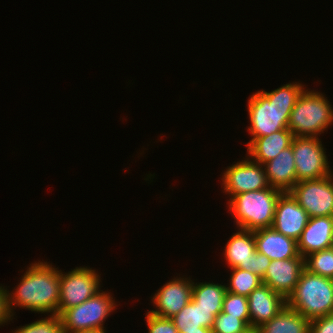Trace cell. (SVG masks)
Returning a JSON list of instances; mask_svg holds the SVG:
<instances>
[{
    "label": "cell",
    "mask_w": 333,
    "mask_h": 333,
    "mask_svg": "<svg viewBox=\"0 0 333 333\" xmlns=\"http://www.w3.org/2000/svg\"><path fill=\"white\" fill-rule=\"evenodd\" d=\"M42 261L38 260L27 266V270L19 277L20 282L12 291L5 286L12 317L16 315L14 309L17 307L38 314L58 315L60 270L52 263Z\"/></svg>",
    "instance_id": "cell-1"
},
{
    "label": "cell",
    "mask_w": 333,
    "mask_h": 333,
    "mask_svg": "<svg viewBox=\"0 0 333 333\" xmlns=\"http://www.w3.org/2000/svg\"><path fill=\"white\" fill-rule=\"evenodd\" d=\"M290 82L270 91L253 92L248 98L250 125L247 131L251 139L246 148L259 137L288 128L291 111L299 96L306 89L304 84Z\"/></svg>",
    "instance_id": "cell-2"
},
{
    "label": "cell",
    "mask_w": 333,
    "mask_h": 333,
    "mask_svg": "<svg viewBox=\"0 0 333 333\" xmlns=\"http://www.w3.org/2000/svg\"><path fill=\"white\" fill-rule=\"evenodd\" d=\"M283 192L272 187L243 192L231 197L228 211L234 218L237 229L255 231L272 227L275 207Z\"/></svg>",
    "instance_id": "cell-3"
},
{
    "label": "cell",
    "mask_w": 333,
    "mask_h": 333,
    "mask_svg": "<svg viewBox=\"0 0 333 333\" xmlns=\"http://www.w3.org/2000/svg\"><path fill=\"white\" fill-rule=\"evenodd\" d=\"M323 94L306 88L299 96L288 124L294 137H320L333 124V107Z\"/></svg>",
    "instance_id": "cell-4"
},
{
    "label": "cell",
    "mask_w": 333,
    "mask_h": 333,
    "mask_svg": "<svg viewBox=\"0 0 333 333\" xmlns=\"http://www.w3.org/2000/svg\"><path fill=\"white\" fill-rule=\"evenodd\" d=\"M287 306L310 320L333 313V279L304 269Z\"/></svg>",
    "instance_id": "cell-5"
},
{
    "label": "cell",
    "mask_w": 333,
    "mask_h": 333,
    "mask_svg": "<svg viewBox=\"0 0 333 333\" xmlns=\"http://www.w3.org/2000/svg\"><path fill=\"white\" fill-rule=\"evenodd\" d=\"M111 292L100 290L78 306L66 309L61 315L63 333H84L104 330L106 319L117 309Z\"/></svg>",
    "instance_id": "cell-6"
},
{
    "label": "cell",
    "mask_w": 333,
    "mask_h": 333,
    "mask_svg": "<svg viewBox=\"0 0 333 333\" xmlns=\"http://www.w3.org/2000/svg\"><path fill=\"white\" fill-rule=\"evenodd\" d=\"M101 276L91 267H75L71 271L60 270V299L58 315L66 309L78 306L101 290Z\"/></svg>",
    "instance_id": "cell-7"
},
{
    "label": "cell",
    "mask_w": 333,
    "mask_h": 333,
    "mask_svg": "<svg viewBox=\"0 0 333 333\" xmlns=\"http://www.w3.org/2000/svg\"><path fill=\"white\" fill-rule=\"evenodd\" d=\"M291 146L296 165V183L321 179L333 173L320 137H293Z\"/></svg>",
    "instance_id": "cell-8"
},
{
    "label": "cell",
    "mask_w": 333,
    "mask_h": 333,
    "mask_svg": "<svg viewBox=\"0 0 333 333\" xmlns=\"http://www.w3.org/2000/svg\"><path fill=\"white\" fill-rule=\"evenodd\" d=\"M227 240L224 249V260L228 268H239L252 272L263 278L271 259L256 251L254 232L238 229Z\"/></svg>",
    "instance_id": "cell-9"
},
{
    "label": "cell",
    "mask_w": 333,
    "mask_h": 333,
    "mask_svg": "<svg viewBox=\"0 0 333 333\" xmlns=\"http://www.w3.org/2000/svg\"><path fill=\"white\" fill-rule=\"evenodd\" d=\"M289 193L309 218L333 216V173L321 179L297 182Z\"/></svg>",
    "instance_id": "cell-10"
},
{
    "label": "cell",
    "mask_w": 333,
    "mask_h": 333,
    "mask_svg": "<svg viewBox=\"0 0 333 333\" xmlns=\"http://www.w3.org/2000/svg\"><path fill=\"white\" fill-rule=\"evenodd\" d=\"M234 163L221 175L222 192L229 198L270 187L263 165L253 161L247 154L244 160Z\"/></svg>",
    "instance_id": "cell-11"
},
{
    "label": "cell",
    "mask_w": 333,
    "mask_h": 333,
    "mask_svg": "<svg viewBox=\"0 0 333 333\" xmlns=\"http://www.w3.org/2000/svg\"><path fill=\"white\" fill-rule=\"evenodd\" d=\"M192 287L193 280L190 276H176L165 282L151 297L155 310L149 312L159 317L172 318L190 302Z\"/></svg>",
    "instance_id": "cell-12"
},
{
    "label": "cell",
    "mask_w": 333,
    "mask_h": 333,
    "mask_svg": "<svg viewBox=\"0 0 333 333\" xmlns=\"http://www.w3.org/2000/svg\"><path fill=\"white\" fill-rule=\"evenodd\" d=\"M309 220L306 210L289 192L282 193L275 207L272 228L284 236L295 239L301 236Z\"/></svg>",
    "instance_id": "cell-13"
},
{
    "label": "cell",
    "mask_w": 333,
    "mask_h": 333,
    "mask_svg": "<svg viewBox=\"0 0 333 333\" xmlns=\"http://www.w3.org/2000/svg\"><path fill=\"white\" fill-rule=\"evenodd\" d=\"M304 269V258L272 260L262 282L287 300L294 291Z\"/></svg>",
    "instance_id": "cell-14"
},
{
    "label": "cell",
    "mask_w": 333,
    "mask_h": 333,
    "mask_svg": "<svg viewBox=\"0 0 333 333\" xmlns=\"http://www.w3.org/2000/svg\"><path fill=\"white\" fill-rule=\"evenodd\" d=\"M286 305L287 301L283 296L275 293L268 285L261 284L248 296L250 328L254 331L276 316Z\"/></svg>",
    "instance_id": "cell-15"
},
{
    "label": "cell",
    "mask_w": 333,
    "mask_h": 333,
    "mask_svg": "<svg viewBox=\"0 0 333 333\" xmlns=\"http://www.w3.org/2000/svg\"><path fill=\"white\" fill-rule=\"evenodd\" d=\"M333 246V216L309 218L297 240L298 252L302 257Z\"/></svg>",
    "instance_id": "cell-16"
},
{
    "label": "cell",
    "mask_w": 333,
    "mask_h": 333,
    "mask_svg": "<svg viewBox=\"0 0 333 333\" xmlns=\"http://www.w3.org/2000/svg\"><path fill=\"white\" fill-rule=\"evenodd\" d=\"M254 232L256 251L272 260L304 258L297 248V241L284 236L272 227L257 229Z\"/></svg>",
    "instance_id": "cell-17"
},
{
    "label": "cell",
    "mask_w": 333,
    "mask_h": 333,
    "mask_svg": "<svg viewBox=\"0 0 333 333\" xmlns=\"http://www.w3.org/2000/svg\"><path fill=\"white\" fill-rule=\"evenodd\" d=\"M270 187L283 193L296 184V165L292 146L281 151L276 158L263 164Z\"/></svg>",
    "instance_id": "cell-18"
},
{
    "label": "cell",
    "mask_w": 333,
    "mask_h": 333,
    "mask_svg": "<svg viewBox=\"0 0 333 333\" xmlns=\"http://www.w3.org/2000/svg\"><path fill=\"white\" fill-rule=\"evenodd\" d=\"M292 132L286 128L270 135L256 138L248 147L247 155L255 162L263 165L291 146Z\"/></svg>",
    "instance_id": "cell-19"
},
{
    "label": "cell",
    "mask_w": 333,
    "mask_h": 333,
    "mask_svg": "<svg viewBox=\"0 0 333 333\" xmlns=\"http://www.w3.org/2000/svg\"><path fill=\"white\" fill-rule=\"evenodd\" d=\"M311 320L287 305L268 322L257 327L254 333H310Z\"/></svg>",
    "instance_id": "cell-20"
},
{
    "label": "cell",
    "mask_w": 333,
    "mask_h": 333,
    "mask_svg": "<svg viewBox=\"0 0 333 333\" xmlns=\"http://www.w3.org/2000/svg\"><path fill=\"white\" fill-rule=\"evenodd\" d=\"M222 310H204L192 299L171 319L178 331H200V327L212 328L215 317Z\"/></svg>",
    "instance_id": "cell-21"
},
{
    "label": "cell",
    "mask_w": 333,
    "mask_h": 333,
    "mask_svg": "<svg viewBox=\"0 0 333 333\" xmlns=\"http://www.w3.org/2000/svg\"><path fill=\"white\" fill-rule=\"evenodd\" d=\"M212 282H194L192 300L204 310H222L226 284Z\"/></svg>",
    "instance_id": "cell-22"
},
{
    "label": "cell",
    "mask_w": 333,
    "mask_h": 333,
    "mask_svg": "<svg viewBox=\"0 0 333 333\" xmlns=\"http://www.w3.org/2000/svg\"><path fill=\"white\" fill-rule=\"evenodd\" d=\"M229 275V284L226 285L227 292L243 295L248 297L249 294L262 282V278L258 275L239 268H231Z\"/></svg>",
    "instance_id": "cell-23"
},
{
    "label": "cell",
    "mask_w": 333,
    "mask_h": 333,
    "mask_svg": "<svg viewBox=\"0 0 333 333\" xmlns=\"http://www.w3.org/2000/svg\"><path fill=\"white\" fill-rule=\"evenodd\" d=\"M304 266L312 274L333 279V248L307 255L304 257Z\"/></svg>",
    "instance_id": "cell-24"
},
{
    "label": "cell",
    "mask_w": 333,
    "mask_h": 333,
    "mask_svg": "<svg viewBox=\"0 0 333 333\" xmlns=\"http://www.w3.org/2000/svg\"><path fill=\"white\" fill-rule=\"evenodd\" d=\"M222 312L243 320L250 327L248 297L234 294L232 292H226L223 300Z\"/></svg>",
    "instance_id": "cell-25"
},
{
    "label": "cell",
    "mask_w": 333,
    "mask_h": 333,
    "mask_svg": "<svg viewBox=\"0 0 333 333\" xmlns=\"http://www.w3.org/2000/svg\"><path fill=\"white\" fill-rule=\"evenodd\" d=\"M12 333H63V327L59 315L49 314L48 317L17 327Z\"/></svg>",
    "instance_id": "cell-26"
},
{
    "label": "cell",
    "mask_w": 333,
    "mask_h": 333,
    "mask_svg": "<svg viewBox=\"0 0 333 333\" xmlns=\"http://www.w3.org/2000/svg\"><path fill=\"white\" fill-rule=\"evenodd\" d=\"M211 330L220 333H252L253 330L241 319L220 312L214 319Z\"/></svg>",
    "instance_id": "cell-27"
},
{
    "label": "cell",
    "mask_w": 333,
    "mask_h": 333,
    "mask_svg": "<svg viewBox=\"0 0 333 333\" xmlns=\"http://www.w3.org/2000/svg\"><path fill=\"white\" fill-rule=\"evenodd\" d=\"M148 333H180L171 318L156 316L149 311L145 315Z\"/></svg>",
    "instance_id": "cell-28"
},
{
    "label": "cell",
    "mask_w": 333,
    "mask_h": 333,
    "mask_svg": "<svg viewBox=\"0 0 333 333\" xmlns=\"http://www.w3.org/2000/svg\"><path fill=\"white\" fill-rule=\"evenodd\" d=\"M310 333H333V313L312 319Z\"/></svg>",
    "instance_id": "cell-29"
},
{
    "label": "cell",
    "mask_w": 333,
    "mask_h": 333,
    "mask_svg": "<svg viewBox=\"0 0 333 333\" xmlns=\"http://www.w3.org/2000/svg\"><path fill=\"white\" fill-rule=\"evenodd\" d=\"M14 317L9 312L7 291L4 285H0V327L12 322Z\"/></svg>",
    "instance_id": "cell-30"
},
{
    "label": "cell",
    "mask_w": 333,
    "mask_h": 333,
    "mask_svg": "<svg viewBox=\"0 0 333 333\" xmlns=\"http://www.w3.org/2000/svg\"><path fill=\"white\" fill-rule=\"evenodd\" d=\"M180 333H211L210 328L200 327V331H179Z\"/></svg>",
    "instance_id": "cell-31"
},
{
    "label": "cell",
    "mask_w": 333,
    "mask_h": 333,
    "mask_svg": "<svg viewBox=\"0 0 333 333\" xmlns=\"http://www.w3.org/2000/svg\"><path fill=\"white\" fill-rule=\"evenodd\" d=\"M84 333H106V330H95V331H88V332H84Z\"/></svg>",
    "instance_id": "cell-32"
}]
</instances>
